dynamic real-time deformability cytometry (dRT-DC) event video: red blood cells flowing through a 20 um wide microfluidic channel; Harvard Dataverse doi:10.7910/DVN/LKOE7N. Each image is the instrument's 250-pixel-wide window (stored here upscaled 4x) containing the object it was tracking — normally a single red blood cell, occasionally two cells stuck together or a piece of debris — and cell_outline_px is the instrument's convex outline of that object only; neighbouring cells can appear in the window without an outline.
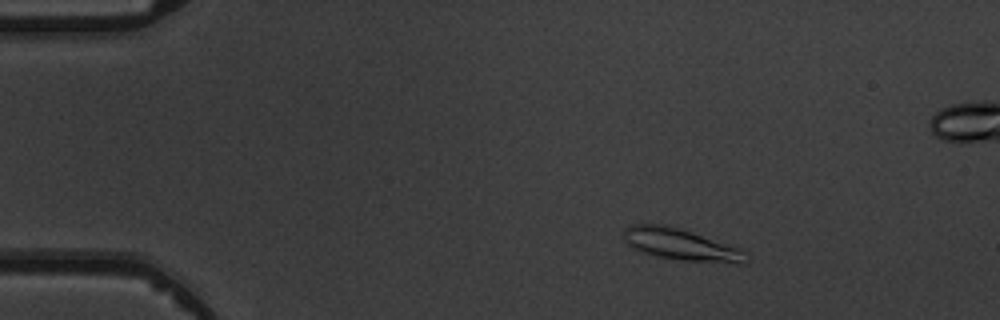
{"species": "common noctule bat (a hibernating species)", "species_latin": "Nyctalus noctula", "temperature_condition": "warm", "stored_images_in_passage": 5, "camera_frame_rate_fps": 3000, "um_per_image_px": 0.085, "animal": {"sex": "male", "body_mass_g": 19.5, "forearm_length_mm": 54.6}, "frame": {"image": 1, "passage_image": 2, "time_ms": 1.0, "image_size_px": [1000, 320], "cell_outline_px": [[752, 260], [744, 264], [684, 260], [660, 256], [644, 252], [632, 248], [624, 240], [624, 228], [632, 224], [668, 224], [684, 228], [740, 248]], "centroid_in_image_um": [57.94, 20.76], "position_along_channel_um": 27.1, "area_um2": 22.83}}